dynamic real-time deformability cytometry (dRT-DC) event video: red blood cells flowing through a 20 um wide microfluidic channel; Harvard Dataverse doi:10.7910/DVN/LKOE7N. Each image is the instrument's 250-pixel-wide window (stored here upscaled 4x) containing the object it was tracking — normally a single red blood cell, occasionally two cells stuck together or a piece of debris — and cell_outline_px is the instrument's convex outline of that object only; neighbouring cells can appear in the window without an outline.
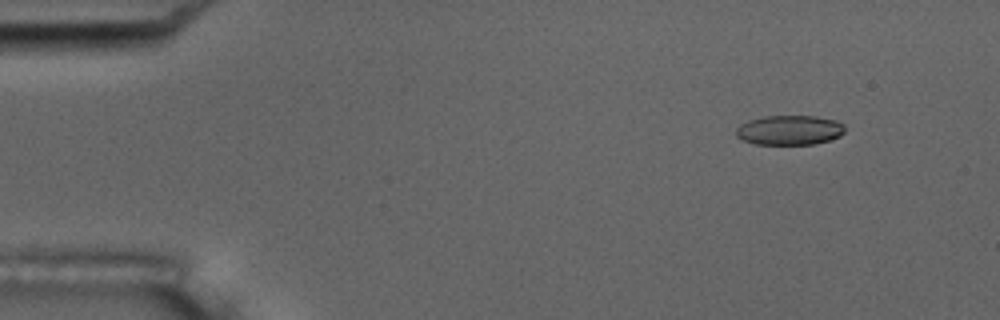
{"species": "common noctule bat (a hibernating species)", "species_latin": "Nyctalus noctula", "temperature_condition": "room temperature", "stored_images_in_passage": 5, "camera_frame_rate_fps": 3000, "um_per_image_px": 0.085, "animal": {"sex": "male", "body_mass_g": 17.5, "forearm_length_mm": 52.3}, "frame": {"image": 1, "passage_image": 2, "time_ms": 1.333, "image_size_px": [1000, 320], "cell_outline_px": [[844, 132], [840, 136], [828, 140], [812, 144], [756, 144], [740, 140], [736, 136], [736, 128], [740, 124], [748, 120], [764, 116], [816, 116], [836, 120], [844, 124]], "centroid_in_image_um": [67.08, 11.05], "position_along_channel_um": 17.9, "area_um2": 18.9}}